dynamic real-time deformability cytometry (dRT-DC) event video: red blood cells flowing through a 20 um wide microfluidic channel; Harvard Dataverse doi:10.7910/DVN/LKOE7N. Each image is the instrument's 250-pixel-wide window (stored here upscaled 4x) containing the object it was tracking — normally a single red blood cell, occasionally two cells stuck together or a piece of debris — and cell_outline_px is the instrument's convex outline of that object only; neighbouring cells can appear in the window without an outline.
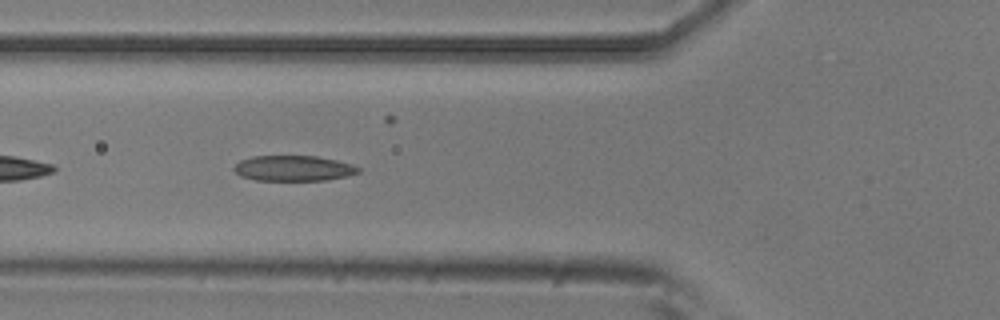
{"species": "common noctule bat (a hibernating species)", "species_latin": "Nyctalus noctula", "temperature_condition": "room temperature", "stored_images_in_passage": 7, "camera_frame_rate_fps": 3000, "um_per_image_px": 0.085, "animal": {"sex": "male", "body_mass_g": 20.5, "forearm_length_mm": 52.5}, "frame": {"image": 1, "passage_image": 6, "time_ms": 1.667, "image_size_px": [1000, 320], "cell_outline_px": [[360, 172], [348, 176], [328, 180], [256, 180], [240, 176], [232, 168], [240, 160], [252, 156], [316, 156], [336, 160], [352, 164], [360, 168]], "centroid_in_image_um": [24.95, 14.3], "position_along_channel_um": 100.8, "area_um2": 18.5}}
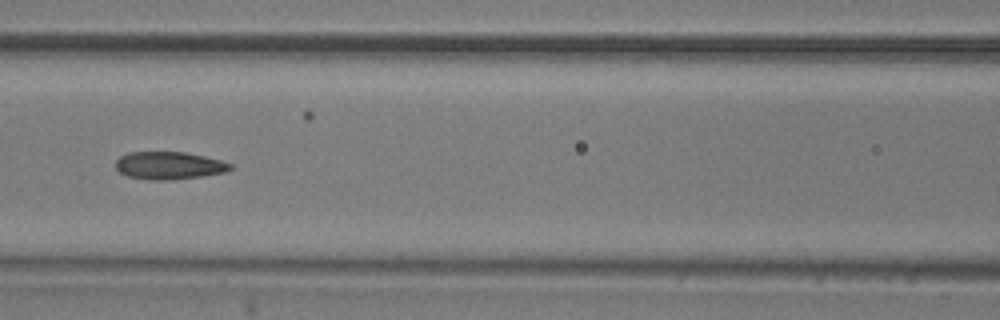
{"frame": {"image": 2, "passage_image": 7, "time_ms": 2.0, "image_size_px": [1000, 320], "cell_outline_px": [[236, 168], [224, 172], [200, 176], [172, 180], [148, 180], [128, 176], [120, 172], [116, 168], [116, 160], [120, 156], [128, 152], [184, 152], [204, 156], [220, 160], [232, 164]], "centroid_in_image_um": [14.37, 14.07], "position_along_channel_um": 152.2, "area_um2": 18.5}}